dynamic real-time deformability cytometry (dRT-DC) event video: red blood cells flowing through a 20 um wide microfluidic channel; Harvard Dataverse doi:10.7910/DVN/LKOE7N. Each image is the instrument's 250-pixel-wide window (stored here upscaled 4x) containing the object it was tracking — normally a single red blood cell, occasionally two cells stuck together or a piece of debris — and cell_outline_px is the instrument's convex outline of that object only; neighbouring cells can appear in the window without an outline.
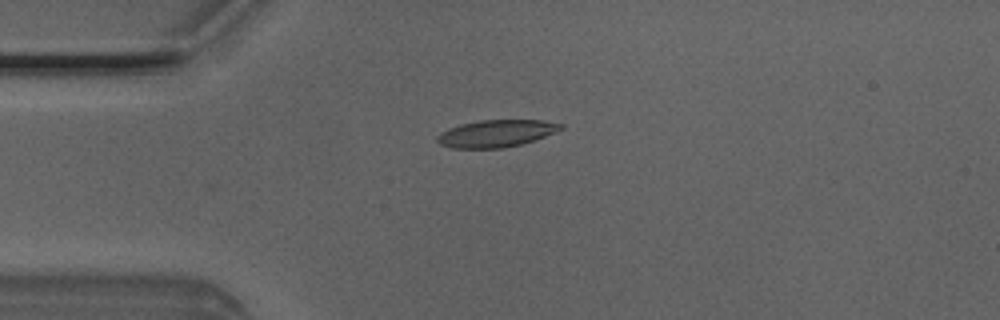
{"species": "Egyptian fruit bat (a non-hibernating species)", "species_latin": "Rousettus aegyptiacus", "temperature_condition": "room temperature", "stored_images_in_passage": 6, "camera_frame_rate_fps": 3000, "um_per_image_px": 0.085, "animal": {"sex": "male"}, "frame": {"image": 1, "passage_image": 6, "time_ms": 1.667, "image_size_px": [1000, 320], "cell_outline_px": [[564, 128], [544, 136], [520, 144], [504, 148], [452, 148], [440, 144], [436, 140], [436, 136], [440, 132], [448, 128], [460, 124], [480, 120], [544, 120], [564, 124]], "centroid_in_image_um": [42.14, 11.33], "position_along_channel_um": 42.9, "area_um2": 19.54}}